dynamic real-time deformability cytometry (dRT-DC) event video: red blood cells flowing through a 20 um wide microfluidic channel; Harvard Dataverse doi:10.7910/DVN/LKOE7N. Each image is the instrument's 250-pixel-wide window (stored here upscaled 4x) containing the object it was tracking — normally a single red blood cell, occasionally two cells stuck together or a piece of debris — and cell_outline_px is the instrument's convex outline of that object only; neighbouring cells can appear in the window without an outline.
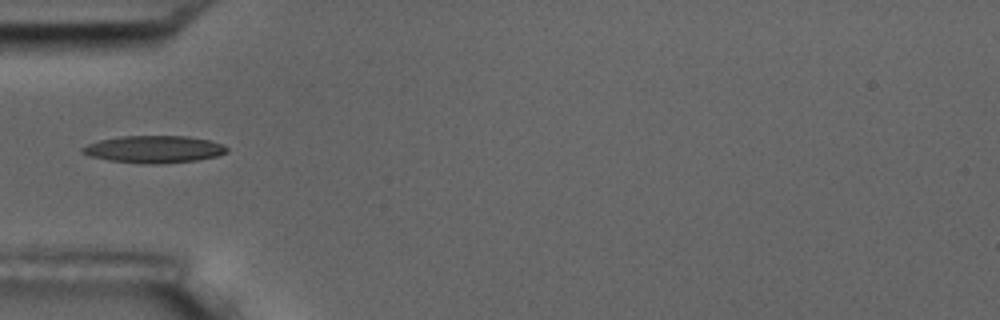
{"species": "common noctule bat (a hibernating species)", "species_latin": "Nyctalus noctula", "temperature_condition": "room temperature", "stored_images_in_passage": 17, "camera_frame_rate_fps": 3000, "um_per_image_px": 0.085, "animal": {"sex": "male", "body_mass_g": 17.5, "forearm_length_mm": 52.3}, "frame": {"image": 1, "passage_image": 6, "time_ms": 6.0, "image_size_px": [1000, 320], "cell_outline_px": [[228, 152], [216, 156], [196, 160], [160, 164], [148, 164], [108, 160], [92, 156], [80, 152], [80, 148], [88, 144], [100, 140], [120, 136], [188, 136], [208, 140], [224, 144], [228, 148]], "centroid_in_image_um": [13.1, 12.68], "position_along_channel_um": 71.9, "area_um2": 22.89}}
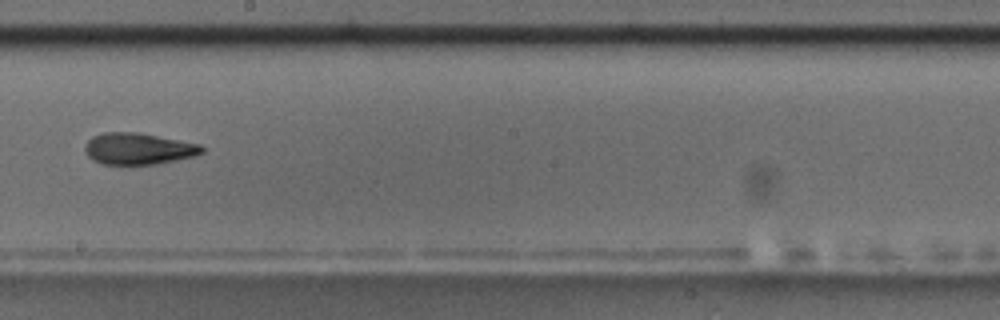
{"frame": {"image": 2, "passage_image": 10, "time_ms": 10.667, "image_size_px": [1000, 320], "cell_outline_px": [[204, 152], [196, 156], [156, 164], [104, 164], [92, 160], [88, 156], [84, 148], [84, 144], [92, 136], [104, 132], [140, 132], [200, 144], [204, 148]], "centroid_in_image_um": [11.76, 12.63], "position_along_channel_um": 236.4, "area_um2": 21.68}, "authors_computed_cell_mechanics": {"area_um2": 22.1952, "velocity_mm_per_s": 3.535, "shape_relaxation_time_tau1_ms": null, "shape_relaxation_time_tau2_ms": 5.752, "deformation_change_tau1": null, "deformation_change_tau2": 0.1486}}